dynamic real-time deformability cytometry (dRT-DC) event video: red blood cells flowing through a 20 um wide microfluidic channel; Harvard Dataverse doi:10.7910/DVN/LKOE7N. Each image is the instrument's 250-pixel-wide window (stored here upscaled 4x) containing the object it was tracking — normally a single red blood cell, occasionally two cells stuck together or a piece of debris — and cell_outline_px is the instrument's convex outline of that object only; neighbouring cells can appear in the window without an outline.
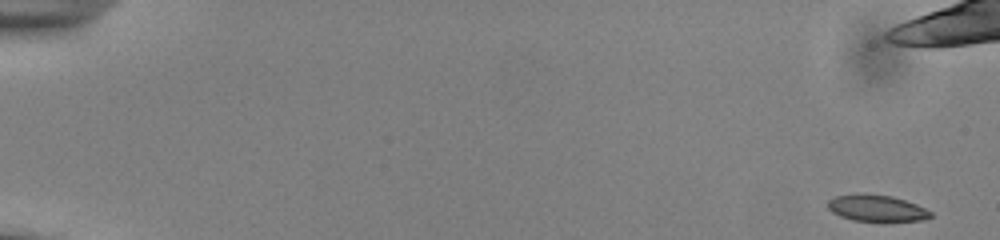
{"species": "common noctule bat (a hibernating species)", "species_latin": "Nyctalus noctula", "temperature_condition": "cold", "stored_images_in_passage": 54, "camera_frame_rate_fps": 3000, "um_per_image_px": 0.085, "animal": {"sex": "male", "body_mass_g": 13.0, "forearm_length_mm": 53.1}, "frame": {"image": 1, "passage_image": 1, "time_ms": 0.0, "image_size_px": [1000, 240], "cell_outline_px": [[932, 216], [920, 220], [852, 220], [840, 216], [832, 212], [828, 208], [828, 200], [836, 196], [892, 196], [916, 204], [932, 212]], "centroid_in_image_um": [74.52, 17.72], "position_along_channel_um": 10.5, "area_um2": 14.85}}
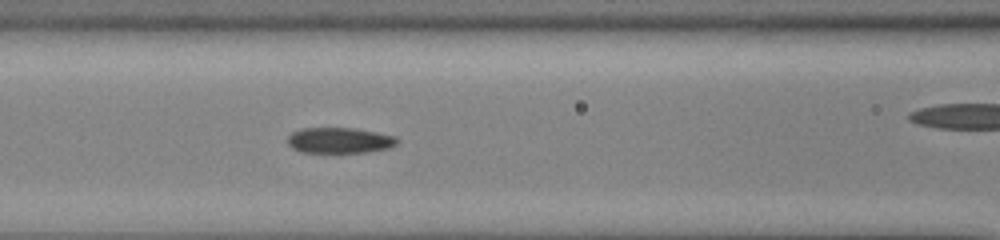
{"frame": {"image": 2, "passage_image": 24, "time_ms": 7.667, "image_size_px": [1000, 240], "cell_outline_px": [[400, 140], [396, 144], [388, 148], [364, 152], [300, 152], [292, 148], [288, 144], [288, 136], [292, 132], [300, 128], [356, 128], [396, 136]], "centroid_in_image_um": [28.85, 11.92], "position_along_channel_um": 137.7, "area_um2": 16.42}}
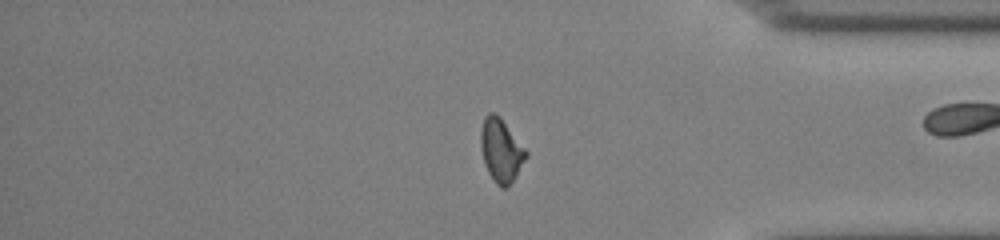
{"frame": {"image": 3, "passage_image": 45, "time_ms": 14.667, "image_size_px": [1000, 240], "cell_outline_px": [[528, 156], [516, 176], [508, 188], [500, 188], [496, 184], [488, 172], [484, 164], [480, 148], [480, 132], [484, 116], [488, 112], [496, 112], [500, 116], [528, 152]], "centroid_in_image_um": [42.58, 12.78], "position_along_channel_um": 392.6, "area_um2": 17.05}}